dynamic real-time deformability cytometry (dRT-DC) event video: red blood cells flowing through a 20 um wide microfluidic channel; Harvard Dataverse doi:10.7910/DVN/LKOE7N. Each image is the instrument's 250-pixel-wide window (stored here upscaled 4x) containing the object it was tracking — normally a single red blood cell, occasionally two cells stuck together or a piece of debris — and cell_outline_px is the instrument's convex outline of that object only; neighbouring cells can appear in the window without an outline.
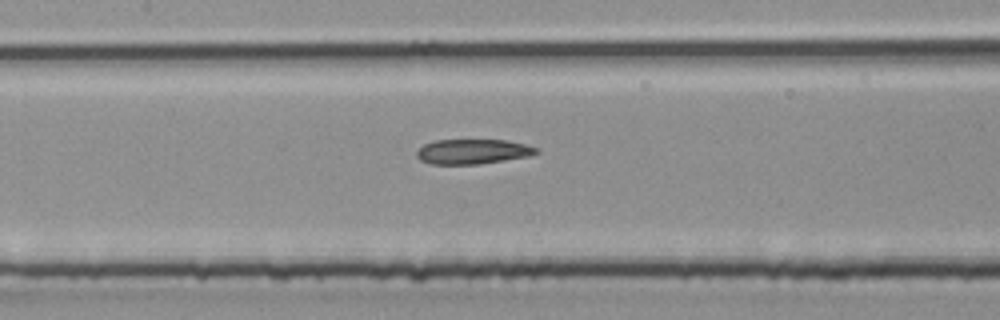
{"species": "common noctule bat (a hibernating species)", "species_latin": "Nyctalus noctula", "temperature_condition": "room temperature", "stored_images_in_passage": 22, "camera_frame_rate_fps": 3000, "um_per_image_px": 0.085, "animal": {"sex": "male", "body_mass_g": 20.4}, "frame": {"image": 1, "passage_image": 10, "time_ms": 3.0, "image_size_px": [1000, 320], "cell_outline_px": [[540, 152], [528, 156], [480, 164], [432, 164], [420, 160], [416, 156], [416, 152], [424, 144], [436, 140], [508, 140], [540, 148]], "centroid_in_image_um": [40.2, 12.88], "position_along_channel_um": 167.2, "area_um2": 17.34}}
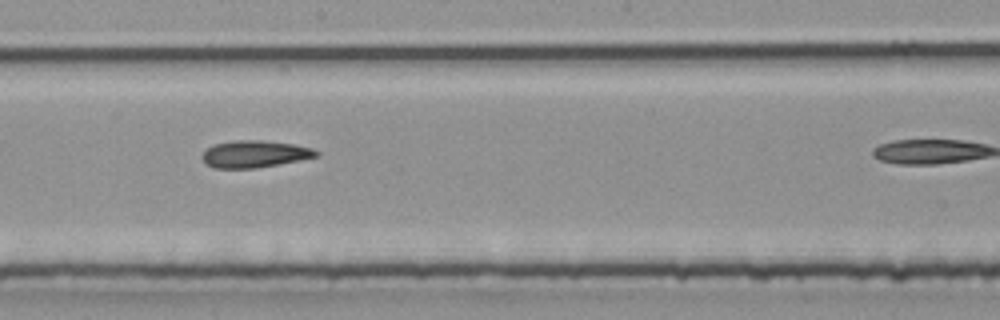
{"frame": {"image": 2, "passage_image": 13, "time_ms": 4.0, "image_size_px": [1000, 320], "cell_outline_px": [[320, 152], [316, 156], [300, 160], [256, 168], [212, 168], [204, 164], [204, 152], [212, 144], [236, 140], [260, 140], [292, 144], [312, 148]], "centroid_in_image_um": [21.62, 13.09], "position_along_channel_um": 226.6, "area_um2": 17.8}}